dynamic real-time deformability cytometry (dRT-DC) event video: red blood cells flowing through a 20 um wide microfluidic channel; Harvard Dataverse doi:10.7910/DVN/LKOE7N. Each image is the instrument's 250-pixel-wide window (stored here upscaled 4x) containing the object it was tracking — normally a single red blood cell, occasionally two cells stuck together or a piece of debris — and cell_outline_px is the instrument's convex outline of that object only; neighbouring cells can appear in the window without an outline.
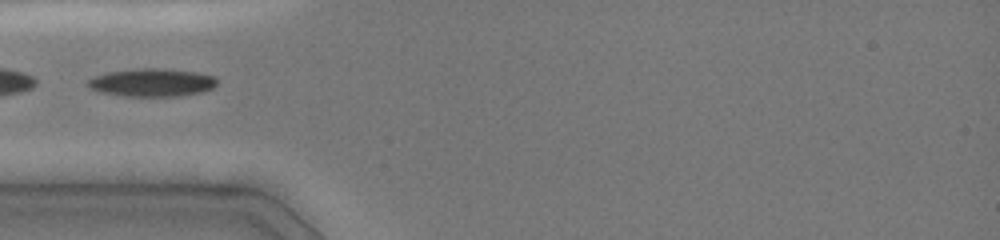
{"species": "common noctule bat (a hibernating species)", "species_latin": "Nyctalus noctula", "temperature_condition": "cold", "stored_images_in_passage": 46, "camera_frame_rate_fps": 3000, "um_per_image_px": 0.085, "animal": {"sex": "female", "body_mass_g": 19.0, "forearm_length_mm": 51.5}, "frame": {"image": 1, "passage_image": 1, "time_ms": 0.0, "image_size_px": [1000, 240], "cell_outline_px": [[216, 84], [212, 88], [204, 92], [180, 96], [124, 96], [100, 92], [88, 88], [84, 84], [92, 76], [108, 72], [140, 68], [160, 68], [196, 72], [216, 76]], "centroid_in_image_um": [12.88, 7.02], "position_along_channel_um": 72.1, "area_um2": 21.33}}
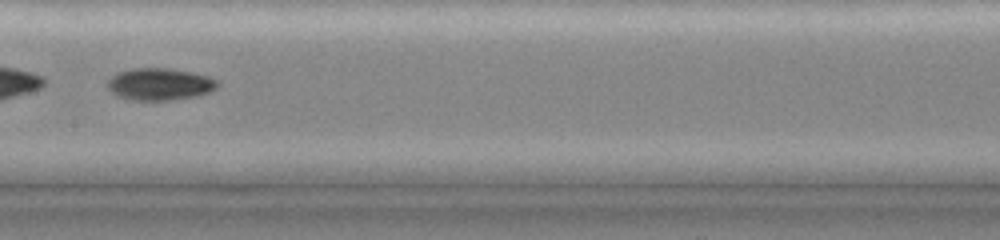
{"frame": {"image": 2, "passage_image": 15, "time_ms": 3.0, "image_size_px": [1000, 240], "cell_outline_px": [[220, 84], [216, 88], [208, 92], [196, 96], [172, 100], [132, 100], [116, 96], [108, 88], [108, 80], [112, 76], [120, 72], [132, 68], [168, 68], [192, 72], [208, 76], [220, 80]], "centroid_in_image_um": [13.61, 7.15], "position_along_channel_um": 193.8, "area_um2": 20.63}}
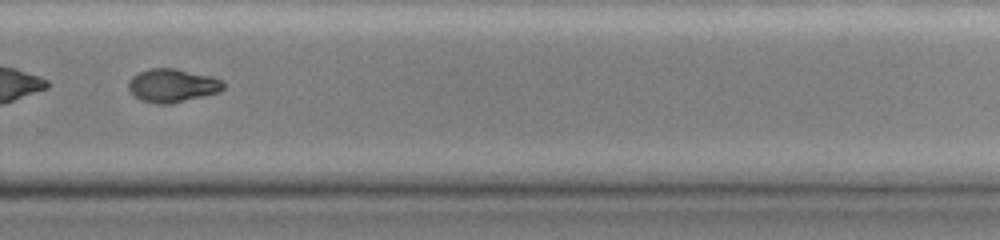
{"frame": {"image": 3, "passage_image": 29, "time_ms": 6.0, "image_size_px": [1000, 240], "cell_outline_px": [[224, 88], [220, 92], [168, 104], [156, 104], [140, 100], [132, 96], [128, 88], [128, 80], [132, 76], [148, 68], [176, 68], [212, 76], [220, 80], [224, 84]], "centroid_in_image_um": [14.61, 7.26], "position_along_channel_um": 315.2, "area_um2": 18.61}}